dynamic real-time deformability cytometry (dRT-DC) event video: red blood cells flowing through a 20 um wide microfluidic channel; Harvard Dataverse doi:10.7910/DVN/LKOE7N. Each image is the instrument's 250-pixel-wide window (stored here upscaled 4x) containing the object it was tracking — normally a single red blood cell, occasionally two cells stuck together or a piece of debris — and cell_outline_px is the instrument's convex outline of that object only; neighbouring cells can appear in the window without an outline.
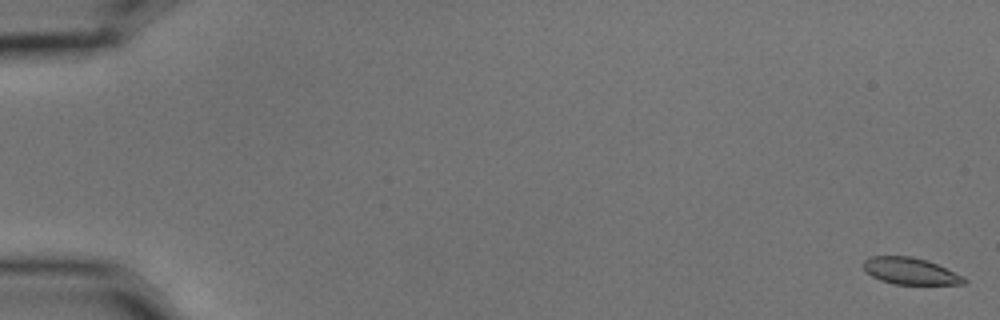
{"species": "common noctule bat (a hibernating species)", "species_latin": "Nyctalus noctula", "temperature_condition": "cold", "stored_images_in_passage": 6, "camera_frame_rate_fps": 3000, "um_per_image_px": 0.085, "animal": {"sex": "male", "body_mass_g": 15.6}, "frame": {"image": 1, "passage_image": 1, "time_ms": 0.0, "image_size_px": [1000, 320], "cell_outline_px": [[968, 280], [964, 284], [892, 284], [880, 280], [872, 276], [864, 268], [864, 260], [868, 256], [912, 256], [936, 264], [964, 276]], "centroid_in_image_um": [77.37, 23.04], "position_along_channel_um": 7.6, "area_um2": 15.55}}
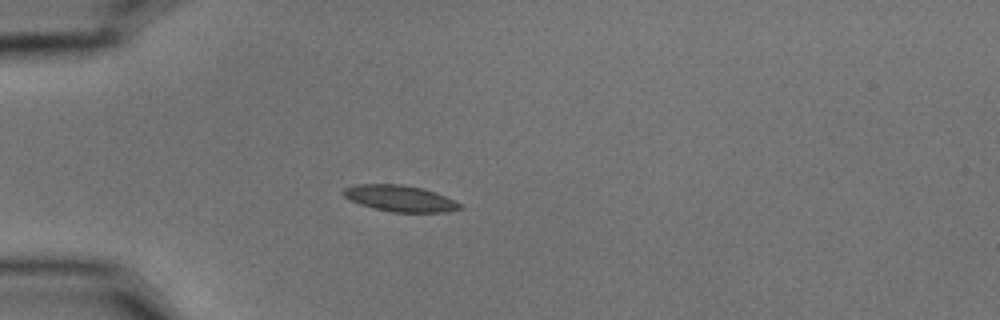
{"frame": {"image": 2, "passage_image": 5, "time_ms": 1.333, "image_size_px": [1000, 320], "cell_outline_px": [[464, 208], [448, 212], [392, 212], [372, 208], [360, 204], [344, 196], [340, 192], [344, 188], [356, 184], [400, 184], [420, 188], [436, 192], [460, 204]], "centroid_in_image_um": [33.97, 16.87], "position_along_channel_um": 51.0, "area_um2": 17.74}}